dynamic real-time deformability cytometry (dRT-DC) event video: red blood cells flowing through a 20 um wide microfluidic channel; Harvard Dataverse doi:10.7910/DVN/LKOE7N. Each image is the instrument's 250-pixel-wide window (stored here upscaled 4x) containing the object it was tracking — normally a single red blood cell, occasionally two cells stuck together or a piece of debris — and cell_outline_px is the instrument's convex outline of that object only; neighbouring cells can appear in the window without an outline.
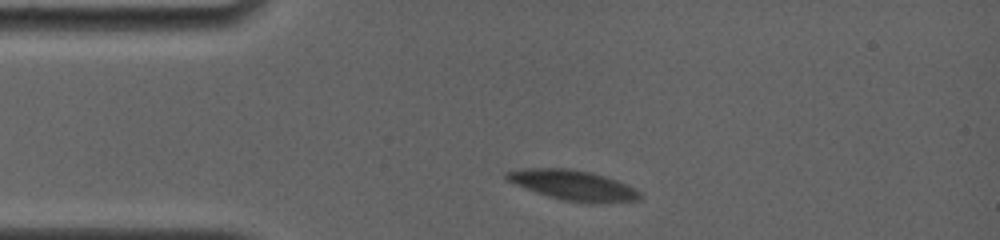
{"species": "common noctule bat (a hibernating species)", "species_latin": "Nyctalus noctula", "temperature_condition": "room temperature", "stored_images_in_passage": 53, "camera_frame_rate_fps": 4000, "um_per_image_px": 0.085, "animal": {"sex": "female", "body_mass_g": 19.0, "forearm_length_mm": 56.7}, "frame": {"image": 1, "passage_image": 1, "time_ms": 0.0, "image_size_px": [1000, 240], "cell_outline_px": [[644, 196], [640, 200], [592, 204], [588, 204], [564, 200], [548, 196], [536, 192], [516, 184], [508, 180], [504, 176], [504, 172], [524, 168], [568, 168], [592, 172], [616, 180], [636, 188]], "centroid_in_image_um": [48.77, 15.75], "position_along_channel_um": 36.2, "area_um2": 23.58}}
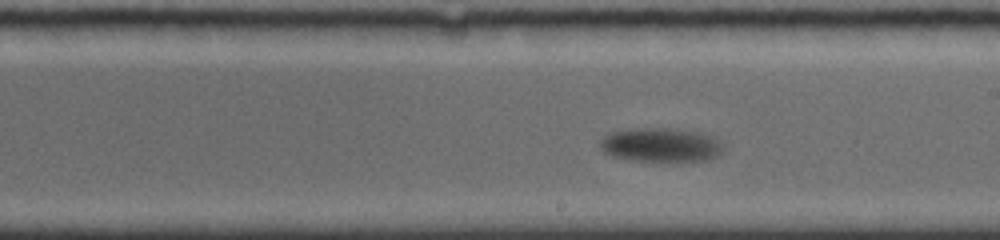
{"frame": {"image": 2, "passage_image": 30, "time_ms": 6.75, "image_size_px": [1000, 240], "cell_outline_px": [[724, 152], [708, 160], [632, 160], [612, 156], [604, 152], [600, 148], [600, 140], [608, 132], [636, 128], [676, 128], [700, 132], [712, 136], [720, 140], [724, 148]], "centroid_in_image_um": [56.18, 12.29], "position_along_channel_um": 232.8, "area_um2": 24.51}}
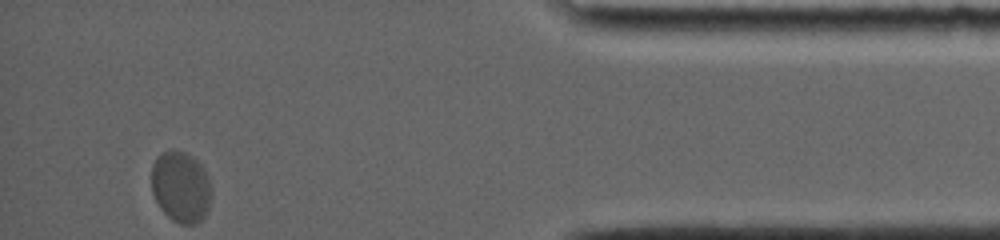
{"frame": {"image": 3, "passage_image": 53, "time_ms": 13.5, "image_size_px": [1000, 240], "cell_outline_px": [[212, 192], [208, 212], [196, 224], [180, 224], [172, 220], [160, 208], [152, 192], [152, 164], [160, 152], [168, 148], [172, 148], [184, 152], [196, 160], [200, 164], [208, 176], [212, 188]], "centroid_in_image_um": [15.38, 15.87], "position_along_channel_um": 419.8, "area_um2": 25.2}}